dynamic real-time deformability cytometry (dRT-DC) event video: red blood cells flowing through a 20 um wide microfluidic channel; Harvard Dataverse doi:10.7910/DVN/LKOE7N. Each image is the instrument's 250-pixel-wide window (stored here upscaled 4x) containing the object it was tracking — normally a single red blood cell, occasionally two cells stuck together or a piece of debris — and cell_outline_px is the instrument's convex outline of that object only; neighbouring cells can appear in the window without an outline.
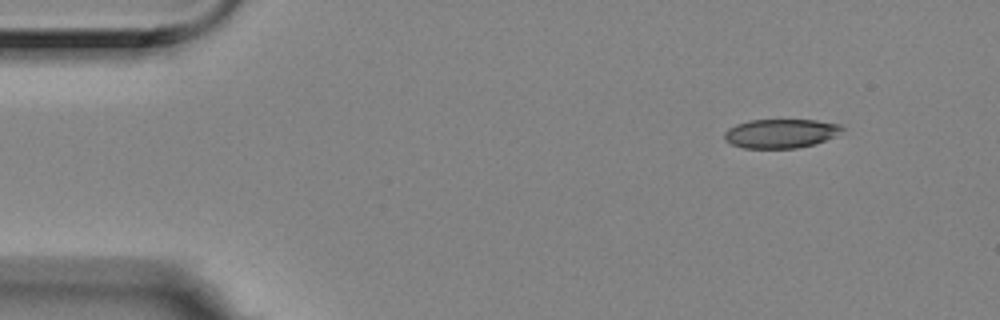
{"species": "Egyptian fruit bat (a non-hibernating species)", "species_latin": "Rousettus aegyptiacus", "temperature_condition": "room temperature", "stored_images_in_passage": 6, "camera_frame_rate_fps": 3000, "um_per_image_px": 0.085, "animal": {"sex": "female"}, "frame": {"image": 1, "passage_image": 1, "time_ms": 0.0, "image_size_px": [1000, 320], "cell_outline_px": [[844, 128], [832, 136], [824, 140], [812, 144], [796, 148], [744, 148], [732, 144], [724, 140], [724, 132], [728, 128], [736, 124], [748, 120], [816, 120], [840, 124]], "centroid_in_image_um": [66.29, 11.33], "position_along_channel_um": 18.7, "area_um2": 19.71}}
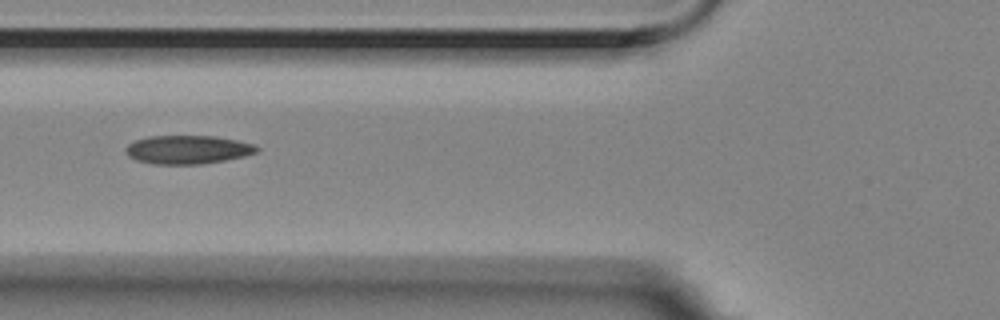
{"frame": {"image": 2, "passage_image": 5, "time_ms": 1.333, "image_size_px": [1000, 320], "cell_outline_px": [[260, 148], [256, 152], [244, 156], [224, 160], [200, 164], [152, 164], [136, 160], [128, 156], [124, 152], [124, 148], [128, 144], [136, 140], [148, 136], [216, 136], [236, 140], [252, 144]], "centroid_in_image_um": [15.9, 12.72], "position_along_channel_um": 109.9, "area_um2": 21.79}}
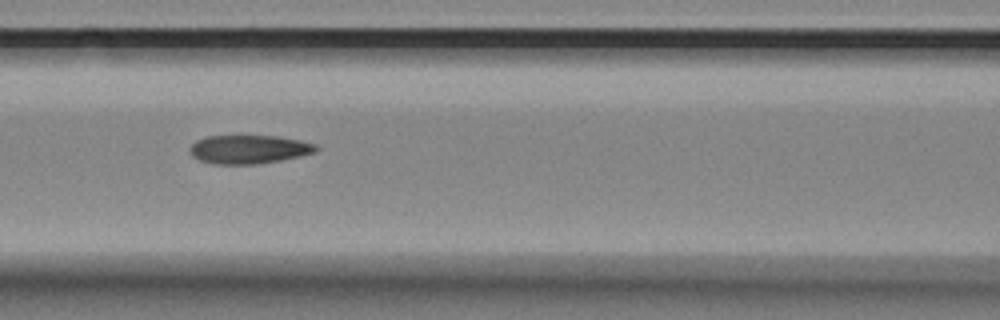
{"frame": {"image": 3, "passage_image": 6, "time_ms": 1.667, "image_size_px": [1000, 320], "cell_outline_px": [[320, 148], [316, 152], [300, 156], [280, 160], [256, 164], [212, 164], [200, 160], [192, 156], [188, 148], [196, 140], [208, 136], [276, 136], [300, 140], [316, 144]], "centroid_in_image_um": [21.16, 12.69], "position_along_channel_um": 145.4, "area_um2": 21.1}}